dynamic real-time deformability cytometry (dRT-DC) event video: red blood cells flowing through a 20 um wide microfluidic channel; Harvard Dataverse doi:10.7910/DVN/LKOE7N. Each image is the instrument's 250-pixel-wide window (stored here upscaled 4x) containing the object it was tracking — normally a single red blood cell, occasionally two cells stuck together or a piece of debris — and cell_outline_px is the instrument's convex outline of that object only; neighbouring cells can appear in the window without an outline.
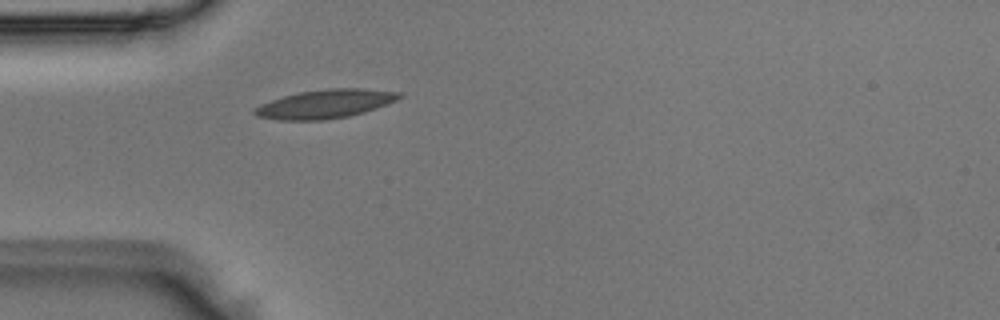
{"species": "Egyptian fruit bat (a non-hibernating species)", "species_latin": "Rousettus aegyptiacus", "temperature_condition": "room temperature", "stored_images_in_passage": 4, "camera_frame_rate_fps": 3000, "um_per_image_px": 0.085, "animal": {"sex": "male"}, "frame": {"image": 1, "passage_image": 4, "time_ms": 1.0, "image_size_px": [1000, 320], "cell_outline_px": [[404, 96], [396, 100], [364, 112], [348, 116], [324, 120], [280, 120], [256, 116], [252, 112], [260, 104], [284, 96], [300, 92], [328, 88], [360, 88], [400, 92]], "centroid_in_image_um": [27.64, 8.83], "position_along_channel_um": 57.4, "area_um2": 23.99}}